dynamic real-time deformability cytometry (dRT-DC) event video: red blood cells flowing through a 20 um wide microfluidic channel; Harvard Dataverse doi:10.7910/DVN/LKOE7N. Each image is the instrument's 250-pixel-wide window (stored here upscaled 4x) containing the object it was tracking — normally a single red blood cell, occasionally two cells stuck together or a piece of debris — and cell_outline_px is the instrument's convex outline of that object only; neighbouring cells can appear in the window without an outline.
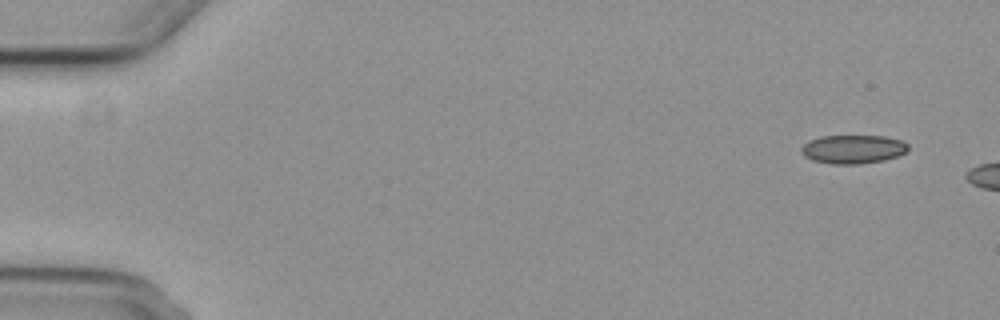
{"species": "common noctule bat (a hibernating species)", "species_latin": "Nyctalus noctula", "temperature_condition": "cold", "stored_images_in_passage": 4, "camera_frame_rate_fps": 3000, "um_per_image_px": 0.085, "animal": {"sex": "female", "body_mass_g": 29.2, "forearm_length_mm": 56.3}, "frame": {"image": 1, "passage_image": 1, "time_ms": 0.0, "image_size_px": [1000, 320], "cell_outline_px": [[908, 152], [884, 160], [860, 164], [832, 164], [812, 160], [804, 156], [800, 152], [800, 148], [808, 140], [820, 136], [884, 136], [900, 140], [908, 144]], "centroid_in_image_um": [72.48, 12.68], "position_along_channel_um": 12.5, "area_um2": 17.98}}